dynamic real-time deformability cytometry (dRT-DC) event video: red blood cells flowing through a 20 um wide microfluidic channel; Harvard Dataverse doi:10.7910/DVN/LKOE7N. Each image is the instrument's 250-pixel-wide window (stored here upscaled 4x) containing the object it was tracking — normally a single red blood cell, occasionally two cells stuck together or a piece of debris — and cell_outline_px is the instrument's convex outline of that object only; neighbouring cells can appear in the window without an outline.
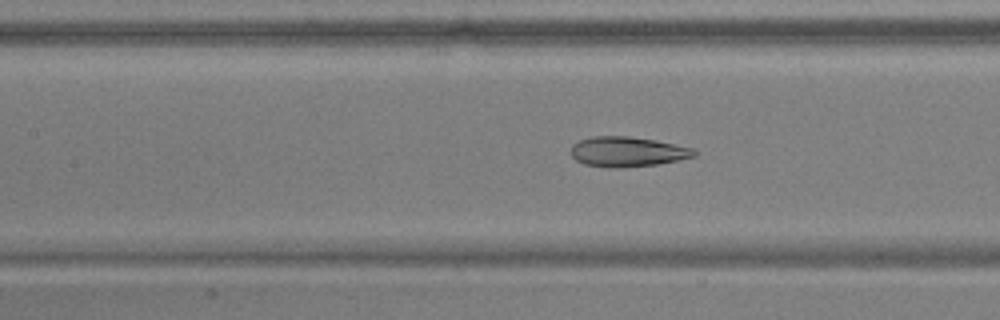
{"species": "common noctule bat (a hibernating species)", "species_latin": "Nyctalus noctula", "temperature_condition": "warm", "stored_images_in_passage": 52, "camera_frame_rate_fps": 3000, "um_per_image_px": 0.085, "animal": {"sex": "male", "body_mass_g": 17.9, "forearm_length_mm": 54.2}, "frame": {"image": 1, "passage_image": 23, "time_ms": 7.333, "image_size_px": [1000, 320], "cell_outline_px": [[696, 156], [656, 164], [616, 168], [584, 164], [576, 160], [572, 156], [572, 144], [580, 140], [592, 136], [628, 136], [656, 140], [692, 148], [696, 152]], "centroid_in_image_um": [53.31, 12.88], "position_along_channel_um": 154.1, "area_um2": 21.27}}
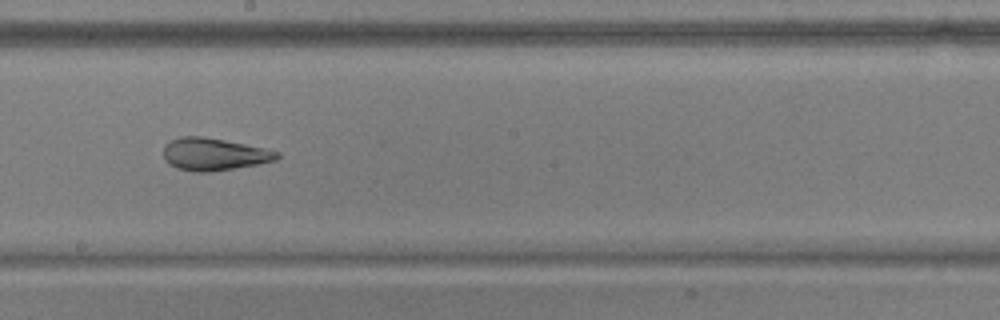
{"frame": {"image": 2, "passage_image": 29, "time_ms": 9.333, "image_size_px": [1000, 320], "cell_outline_px": [[280, 156], [276, 160], [256, 164], [208, 172], [192, 172], [176, 168], [168, 164], [164, 160], [164, 144], [180, 136], [200, 136], [224, 140], [244, 144], [280, 152]], "centroid_in_image_um": [18.13, 13.11], "position_along_channel_um": 230.1, "area_um2": 21.27}}
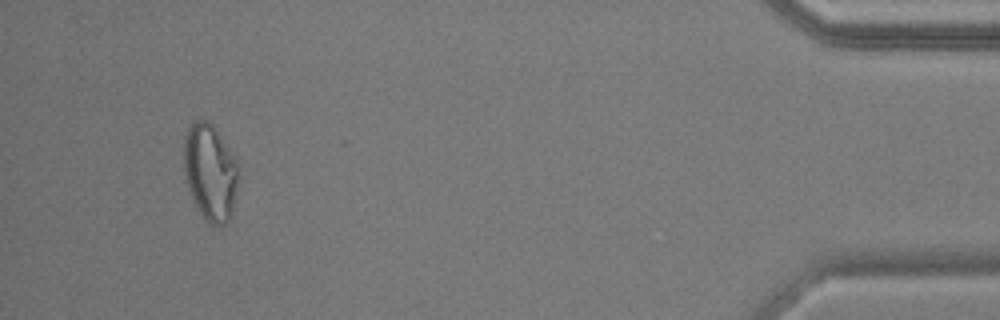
{"frame": {"image": 3, "passage_image": 49, "time_ms": 16.0, "image_size_px": [1000, 320], "cell_outline_px": [[236, 188], [232, 216], [224, 224], [208, 224], [200, 216], [196, 208], [188, 188], [184, 172], [184, 136], [188, 128], [196, 120], [204, 120], [212, 124], [236, 160]], "centroid_in_image_um": [17.83, 14.68], "position_along_channel_um": 417.4, "area_um2": 30.35}, "authors_computed_cell_mechanics": {"area_um2": 26.2412, "velocity_mm_per_s": 3.8033, "shape_relaxation_time_tau1_ms": 6.5608, "shape_relaxation_time_tau2_ms": 1.8178, "deformation_change_tau1": 0.1904, "deformation_change_tau2": 0.0804}}